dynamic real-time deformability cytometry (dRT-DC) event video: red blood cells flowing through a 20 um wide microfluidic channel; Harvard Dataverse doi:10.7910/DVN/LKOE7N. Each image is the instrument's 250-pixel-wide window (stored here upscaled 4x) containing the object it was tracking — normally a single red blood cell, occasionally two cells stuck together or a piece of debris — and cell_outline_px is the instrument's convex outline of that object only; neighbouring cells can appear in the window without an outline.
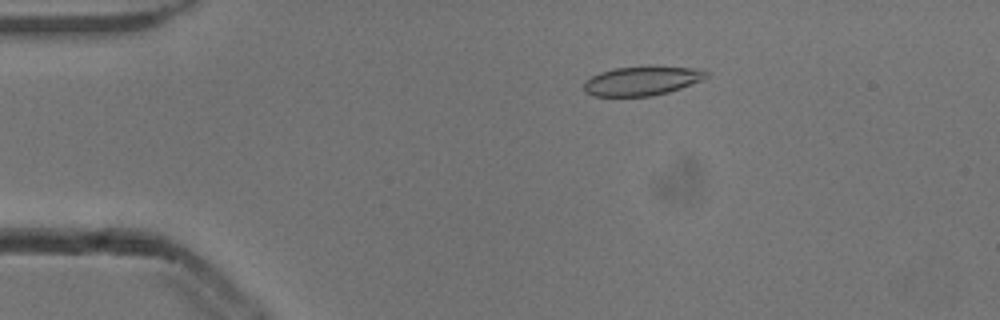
{"species": "common noctule bat (a hibernating species)", "species_latin": "Nyctalus noctula", "temperature_condition": "cold", "stored_images_in_passage": 53, "camera_frame_rate_fps": 3000, "um_per_image_px": 0.085, "animal": {"sex": "male", "body_mass_g": 13.3}, "frame": {"image": 1, "passage_image": 10, "time_ms": 3.0, "image_size_px": [1000, 320], "cell_outline_px": [[708, 76], [700, 80], [680, 88], [668, 92], [652, 96], [592, 96], [584, 92], [584, 80], [600, 72], [616, 68], [704, 68], [708, 72]], "centroid_in_image_um": [54.52, 6.9], "position_along_channel_um": 30.5, "area_um2": 20.23}}
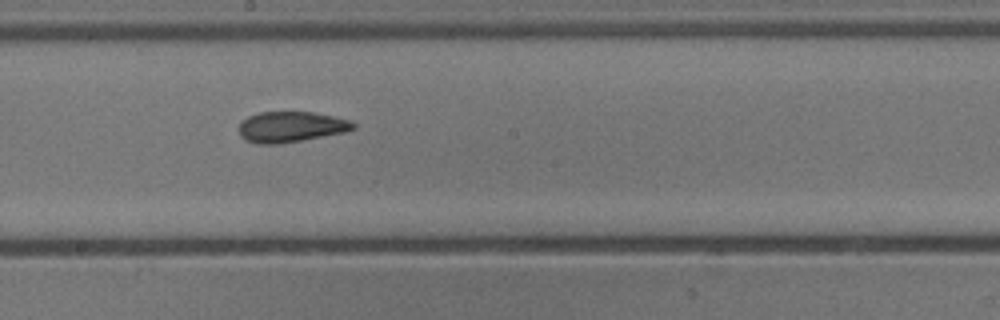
{"frame": {"image": 2, "passage_image": 29, "time_ms": 9.333, "image_size_px": [1000, 320], "cell_outline_px": [[356, 128], [344, 132], [300, 140], [276, 144], [256, 144], [244, 140], [240, 136], [240, 120], [248, 116], [260, 112], [312, 112], [336, 116], [352, 120], [356, 124]], "centroid_in_image_um": [24.73, 10.77], "position_along_channel_um": 223.5, "area_um2": 20.52}}
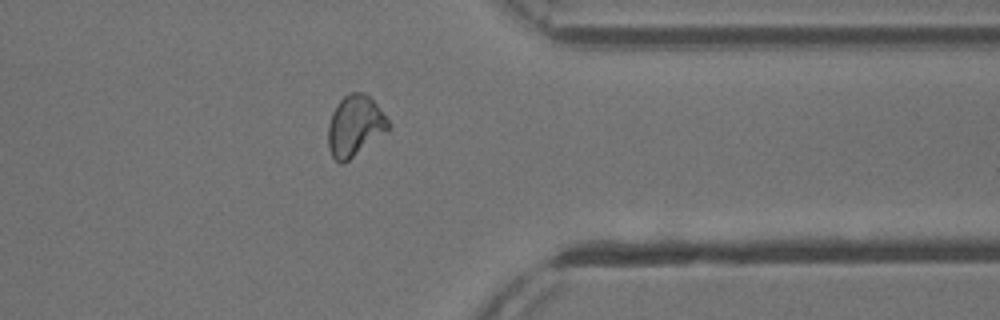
{"frame": {"image": 3, "passage_image": 42, "time_ms": 13.667, "image_size_px": [1000, 320], "cell_outline_px": [[392, 124], [388, 128], [344, 164], [340, 164], [332, 156], [328, 148], [328, 124], [332, 112], [336, 104], [348, 92], [364, 92], [376, 104]], "centroid_in_image_um": [30.12, 10.68], "position_along_channel_um": 381.3, "area_um2": 21.1}, "authors_computed_cell_mechanics": {"area_um2": 21.0392, "velocity_mm_per_s": 3.8656, "shape_relaxation_time_tau1_ms": 7.2815, "shape_relaxation_time_tau2_ms": 1.9219, "deformation_change_tau1": 0.1527, "deformation_change_tau2": 0.0637}}